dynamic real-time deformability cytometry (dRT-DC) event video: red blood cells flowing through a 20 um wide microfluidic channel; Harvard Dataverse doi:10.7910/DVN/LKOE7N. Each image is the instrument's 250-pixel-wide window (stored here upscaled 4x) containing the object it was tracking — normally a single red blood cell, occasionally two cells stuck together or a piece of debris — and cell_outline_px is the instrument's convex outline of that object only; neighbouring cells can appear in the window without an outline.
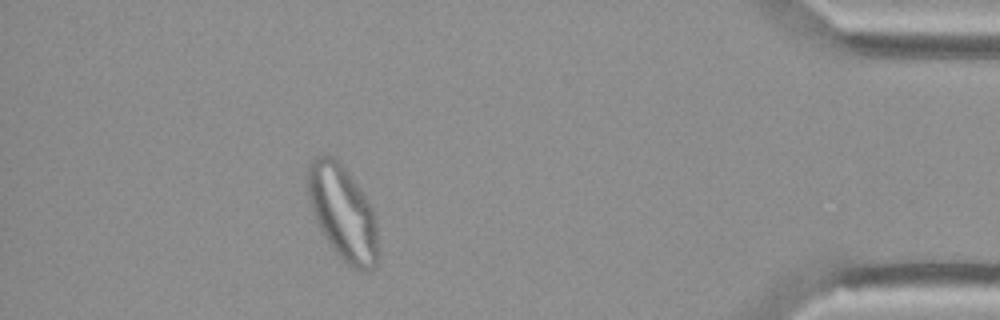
{"species": "Egyptian fruit bat (a non-hibernating species)", "species_latin": "Rousettus aegyptiacus", "temperature_condition": "cold", "stored_images_in_passage": 46, "camera_frame_rate_fps": 3000, "um_per_image_px": 0.085, "animal": {"sex": "female"}, "frame": {"image": 1, "passage_image": 40, "time_ms": 13.0, "image_size_px": [1000, 320], "cell_outline_px": [[380, 260], [376, 268], [368, 272], [360, 272], [352, 268], [332, 248], [324, 236], [312, 212], [308, 196], [308, 160], [320, 152], [332, 156], [340, 160], [360, 188], [368, 200], [372, 208], [376, 220], [380, 256]], "centroid_in_image_um": [29.17, 18.09], "position_along_channel_um": 406.0, "area_um2": 39.82}}